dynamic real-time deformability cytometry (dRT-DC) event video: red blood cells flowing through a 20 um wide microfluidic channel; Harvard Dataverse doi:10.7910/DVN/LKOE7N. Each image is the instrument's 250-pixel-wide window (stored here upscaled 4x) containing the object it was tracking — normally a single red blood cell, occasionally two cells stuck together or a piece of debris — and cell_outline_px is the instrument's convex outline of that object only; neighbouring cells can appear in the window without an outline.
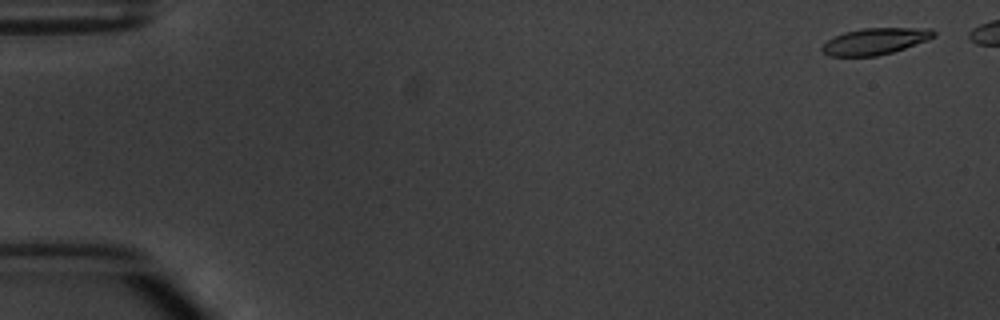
{"species": "common noctule bat (a hibernating species)", "species_latin": "Nyctalus noctula", "temperature_condition": "warm", "stored_images_in_passage": 7, "camera_frame_rate_fps": 3000, "um_per_image_px": 0.085, "animal": {"sex": "male", "body_mass_g": 20.1, "forearm_length_mm": 53.5}, "frame": {"image": 1, "passage_image": 1, "time_ms": 0.0, "image_size_px": [1000, 320], "cell_outline_px": [[936, 36], [928, 40], [892, 52], [876, 56], [828, 56], [820, 48], [828, 40], [844, 32], [864, 28], [932, 28], [936, 32]], "centroid_in_image_um": [74.42, 3.5], "position_along_channel_um": 10.6, "area_um2": 17.17}}